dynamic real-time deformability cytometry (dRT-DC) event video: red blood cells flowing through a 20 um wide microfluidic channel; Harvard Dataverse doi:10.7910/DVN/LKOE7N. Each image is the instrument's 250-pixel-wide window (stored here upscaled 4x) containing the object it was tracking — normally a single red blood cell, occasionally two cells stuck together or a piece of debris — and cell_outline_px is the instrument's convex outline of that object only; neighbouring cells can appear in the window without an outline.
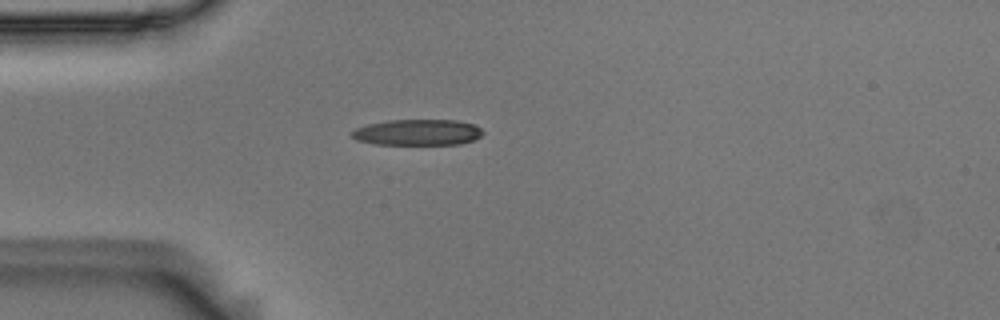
{"species": "Egyptian fruit bat (a non-hibernating species)", "species_latin": "Rousettus aegyptiacus", "temperature_condition": "room temperature", "stored_images_in_passage": 3, "camera_frame_rate_fps": 3000, "um_per_image_px": 0.085, "animal": {"sex": "male"}, "frame": {"image": 1, "passage_image": 2, "time_ms": 0.333, "image_size_px": [1000, 320], "cell_outline_px": [[484, 132], [480, 136], [472, 140], [460, 144], [376, 144], [356, 140], [352, 136], [352, 132], [356, 128], [368, 124], [388, 120], [456, 120], [476, 124]], "centroid_in_image_um": [35.51, 11.24], "position_along_channel_um": 49.5, "area_um2": 19.77}}